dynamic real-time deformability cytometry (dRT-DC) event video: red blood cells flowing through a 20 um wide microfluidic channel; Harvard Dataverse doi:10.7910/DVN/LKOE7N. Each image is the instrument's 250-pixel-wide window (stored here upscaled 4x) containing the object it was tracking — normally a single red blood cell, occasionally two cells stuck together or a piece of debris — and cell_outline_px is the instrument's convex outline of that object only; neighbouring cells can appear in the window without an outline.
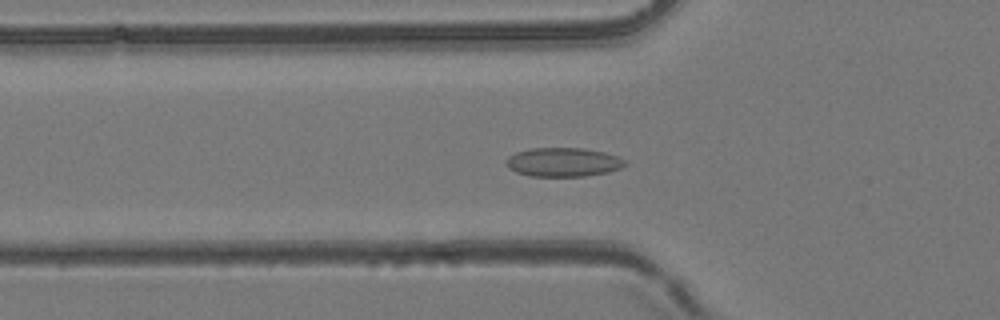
{"species": "common noctule bat (a hibernating species)", "species_latin": "Nyctalus noctula", "temperature_condition": "room temperature", "stored_images_in_passage": 54, "camera_frame_rate_fps": 3000, "um_per_image_px": 0.085, "animal": {"sex": "female", "body_mass_g": 24.6, "forearm_length_mm": 56.2}, "frame": {"image": 1, "passage_image": 19, "time_ms": 6.0, "image_size_px": [1000, 320], "cell_outline_px": [[628, 164], [620, 168], [608, 172], [584, 176], [528, 176], [516, 172], [508, 168], [504, 164], [504, 160], [508, 156], [516, 152], [532, 148], [584, 148], [604, 152], [616, 156], [624, 160]], "centroid_in_image_um": [47.82, 13.78], "position_along_channel_um": 78.0, "area_um2": 20.17}}
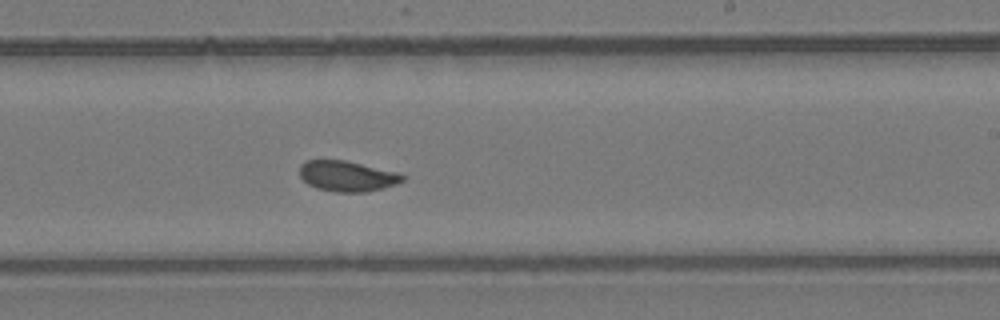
{"frame": {"image": 2, "passage_image": 33, "time_ms": 10.667, "image_size_px": [1000, 320], "cell_outline_px": [[404, 180], [396, 184], [384, 188], [364, 192], [336, 192], [316, 188], [308, 184], [300, 176], [300, 164], [308, 160], [344, 160], [396, 172], [404, 176]], "centroid_in_image_um": [29.49, 14.98], "position_along_channel_um": 259.5, "area_um2": 18.15}}
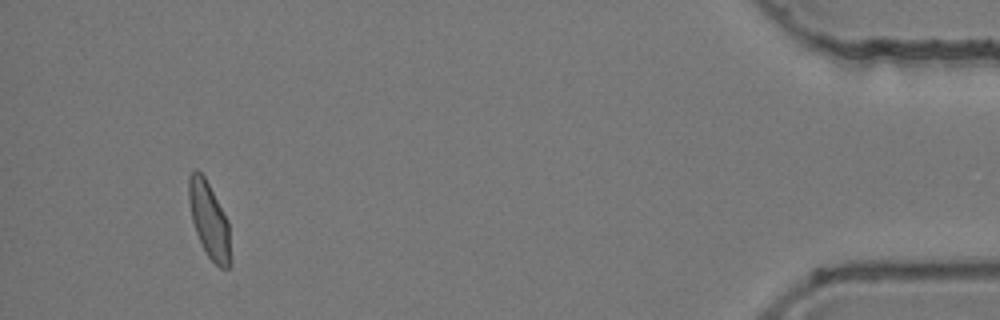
{"frame": {"image": 3, "passage_image": 51, "time_ms": 16.667, "image_size_px": [1000, 320], "cell_outline_px": [[232, 264], [228, 268], [220, 268], [208, 256], [196, 232], [192, 220], [188, 200], [188, 176], [196, 168], [204, 176], [228, 220], [232, 260]], "centroid_in_image_um": [17.79, 18.73], "position_along_channel_um": 417.4, "area_um2": 18.5}, "authors_computed_cell_mechanics": {"area_um2": 18.785, "velocity_mm_per_s": 3.8872, "shape_relaxation_time_tau1_ms": null, "shape_relaxation_time_tau2_ms": 1.0064, "deformation_change_tau1": null, "deformation_change_tau2": 0.0601}}